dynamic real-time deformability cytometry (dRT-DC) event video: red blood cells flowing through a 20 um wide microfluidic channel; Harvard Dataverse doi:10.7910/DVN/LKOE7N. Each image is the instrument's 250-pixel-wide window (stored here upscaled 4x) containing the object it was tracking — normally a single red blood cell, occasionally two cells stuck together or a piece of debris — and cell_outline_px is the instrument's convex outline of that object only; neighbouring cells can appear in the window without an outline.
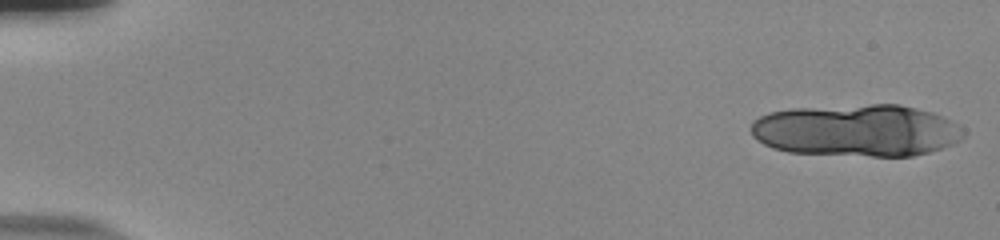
{"species": "human", "species_latin": "Homo sapiens", "temperature_condition": "room temperature", "stored_images_in_passage": 16, "camera_frame_rate_fps": 3000, "um_per_image_px": 0.085, "donor": {"sex": "male"}, "frame": {"image": 1, "passage_image": 1, "time_ms": 0.0, "image_size_px": [1000, 240], "cell_outline_px": [[964, 136], [960, 140], [952, 144], [928, 152], [912, 156], [872, 156], [788, 152], [772, 148], [756, 140], [752, 136], [748, 128], [752, 120], [768, 112], [792, 108], [872, 104], [900, 104], [932, 112], [944, 116], [964, 128]], "centroid_in_image_um": [72.78, 11.08], "position_along_channel_um": 12.2, "area_um2": 65.14}}